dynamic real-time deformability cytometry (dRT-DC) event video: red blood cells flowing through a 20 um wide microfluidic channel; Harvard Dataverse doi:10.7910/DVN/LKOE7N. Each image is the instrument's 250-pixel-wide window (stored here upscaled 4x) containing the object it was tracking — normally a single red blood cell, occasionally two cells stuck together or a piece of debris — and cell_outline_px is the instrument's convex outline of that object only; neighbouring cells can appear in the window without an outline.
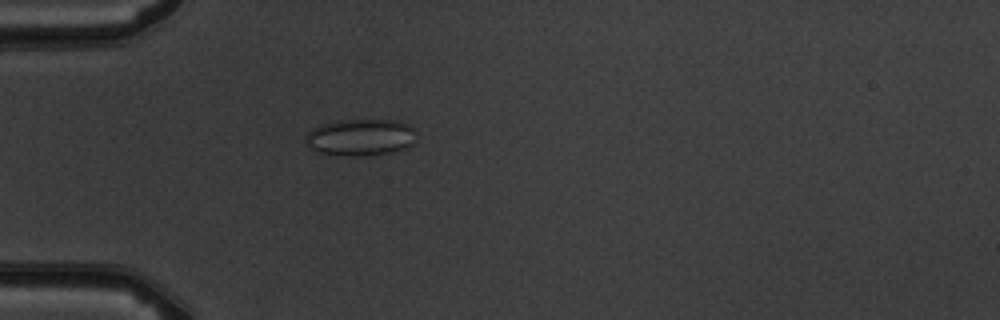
{"species": "common noctule bat (a hibernating species)", "species_latin": "Nyctalus noctula", "temperature_condition": "warm", "stored_images_in_passage": 4, "camera_frame_rate_fps": 3000, "um_per_image_px": 0.085, "animal": {"sex": "male", "body_mass_g": 19.5, "forearm_length_mm": 54.6}, "frame": {"image": 1, "passage_image": 4, "time_ms": 4.333, "image_size_px": [1000, 320], "cell_outline_px": [[412, 144], [404, 148], [392, 152], [364, 156], [344, 156], [320, 152], [308, 148], [304, 144], [304, 136], [312, 128], [324, 124], [340, 120], [396, 120], [408, 124], [412, 128]], "centroid_in_image_um": [30.55, 11.68], "position_along_channel_um": 54.4, "area_um2": 23.64}}